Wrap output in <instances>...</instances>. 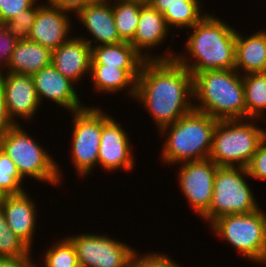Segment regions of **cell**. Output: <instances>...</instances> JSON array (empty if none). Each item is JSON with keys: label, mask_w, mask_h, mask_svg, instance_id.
<instances>
[{"label": "cell", "mask_w": 266, "mask_h": 267, "mask_svg": "<svg viewBox=\"0 0 266 267\" xmlns=\"http://www.w3.org/2000/svg\"><path fill=\"white\" fill-rule=\"evenodd\" d=\"M192 97L193 76L175 59L143 63L136 81L135 99L151 113L149 116L158 130L191 112Z\"/></svg>", "instance_id": "cell-1"}, {"label": "cell", "mask_w": 266, "mask_h": 267, "mask_svg": "<svg viewBox=\"0 0 266 267\" xmlns=\"http://www.w3.org/2000/svg\"><path fill=\"white\" fill-rule=\"evenodd\" d=\"M215 15L205 16L193 27L186 42L188 54L196 62L176 54L175 60L191 74L220 69H235L236 30Z\"/></svg>", "instance_id": "cell-2"}, {"label": "cell", "mask_w": 266, "mask_h": 267, "mask_svg": "<svg viewBox=\"0 0 266 267\" xmlns=\"http://www.w3.org/2000/svg\"><path fill=\"white\" fill-rule=\"evenodd\" d=\"M236 69L208 70L193 75L194 109L218 120L246 119L244 84ZM197 98V99H196Z\"/></svg>", "instance_id": "cell-3"}, {"label": "cell", "mask_w": 266, "mask_h": 267, "mask_svg": "<svg viewBox=\"0 0 266 267\" xmlns=\"http://www.w3.org/2000/svg\"><path fill=\"white\" fill-rule=\"evenodd\" d=\"M217 122L218 119L193 109L160 129L161 135L168 133L161 153L163 161L173 164L209 158Z\"/></svg>", "instance_id": "cell-4"}, {"label": "cell", "mask_w": 266, "mask_h": 267, "mask_svg": "<svg viewBox=\"0 0 266 267\" xmlns=\"http://www.w3.org/2000/svg\"><path fill=\"white\" fill-rule=\"evenodd\" d=\"M249 120L252 124L247 119L245 123L243 119L218 120L209 159L218 166L246 168L266 138V130Z\"/></svg>", "instance_id": "cell-5"}, {"label": "cell", "mask_w": 266, "mask_h": 267, "mask_svg": "<svg viewBox=\"0 0 266 267\" xmlns=\"http://www.w3.org/2000/svg\"><path fill=\"white\" fill-rule=\"evenodd\" d=\"M35 141L21 125L15 124L0 139V148L15 163L23 179L28 176L49 184H59L61 173L57 162Z\"/></svg>", "instance_id": "cell-6"}, {"label": "cell", "mask_w": 266, "mask_h": 267, "mask_svg": "<svg viewBox=\"0 0 266 267\" xmlns=\"http://www.w3.org/2000/svg\"><path fill=\"white\" fill-rule=\"evenodd\" d=\"M246 214H229L214 220L213 232L227 240L248 259L266 263V214L260 210Z\"/></svg>", "instance_id": "cell-7"}, {"label": "cell", "mask_w": 266, "mask_h": 267, "mask_svg": "<svg viewBox=\"0 0 266 267\" xmlns=\"http://www.w3.org/2000/svg\"><path fill=\"white\" fill-rule=\"evenodd\" d=\"M250 177L247 168L219 166L214 177L212 202L201 216L210 224L229 214H246L259 209L251 188L244 177Z\"/></svg>", "instance_id": "cell-8"}, {"label": "cell", "mask_w": 266, "mask_h": 267, "mask_svg": "<svg viewBox=\"0 0 266 267\" xmlns=\"http://www.w3.org/2000/svg\"><path fill=\"white\" fill-rule=\"evenodd\" d=\"M102 109L85 107L73 111L72 155L79 175L85 176L98 165L100 138L102 133Z\"/></svg>", "instance_id": "cell-9"}, {"label": "cell", "mask_w": 266, "mask_h": 267, "mask_svg": "<svg viewBox=\"0 0 266 267\" xmlns=\"http://www.w3.org/2000/svg\"><path fill=\"white\" fill-rule=\"evenodd\" d=\"M68 238L75 247L80 267H128L135 251L103 234L86 233Z\"/></svg>", "instance_id": "cell-10"}, {"label": "cell", "mask_w": 266, "mask_h": 267, "mask_svg": "<svg viewBox=\"0 0 266 267\" xmlns=\"http://www.w3.org/2000/svg\"><path fill=\"white\" fill-rule=\"evenodd\" d=\"M179 168V185L192 208L202 216L210 207L218 169L209 158L185 161Z\"/></svg>", "instance_id": "cell-11"}, {"label": "cell", "mask_w": 266, "mask_h": 267, "mask_svg": "<svg viewBox=\"0 0 266 267\" xmlns=\"http://www.w3.org/2000/svg\"><path fill=\"white\" fill-rule=\"evenodd\" d=\"M126 131L110 115L102 112V133L100 138L98 164L105 171L132 170L134 159L131 143Z\"/></svg>", "instance_id": "cell-12"}, {"label": "cell", "mask_w": 266, "mask_h": 267, "mask_svg": "<svg viewBox=\"0 0 266 267\" xmlns=\"http://www.w3.org/2000/svg\"><path fill=\"white\" fill-rule=\"evenodd\" d=\"M6 73H0V86L10 119L15 124H18L17 119H14L17 117L32 119L40 106L32 75Z\"/></svg>", "instance_id": "cell-13"}, {"label": "cell", "mask_w": 266, "mask_h": 267, "mask_svg": "<svg viewBox=\"0 0 266 267\" xmlns=\"http://www.w3.org/2000/svg\"><path fill=\"white\" fill-rule=\"evenodd\" d=\"M67 13L58 6L40 5L29 40L39 43L51 51L68 41L71 21Z\"/></svg>", "instance_id": "cell-14"}, {"label": "cell", "mask_w": 266, "mask_h": 267, "mask_svg": "<svg viewBox=\"0 0 266 267\" xmlns=\"http://www.w3.org/2000/svg\"><path fill=\"white\" fill-rule=\"evenodd\" d=\"M32 78L40 104L42 99L46 98L69 112L85 108L73 87L75 83L63 76L52 63L33 74Z\"/></svg>", "instance_id": "cell-15"}, {"label": "cell", "mask_w": 266, "mask_h": 267, "mask_svg": "<svg viewBox=\"0 0 266 267\" xmlns=\"http://www.w3.org/2000/svg\"><path fill=\"white\" fill-rule=\"evenodd\" d=\"M169 27L164 20L163 14L155 10L150 4H142L138 27L136 28L134 38L130 44L145 60H173L175 54L155 57L143 52L148 48H153L164 42ZM144 54H143V53ZM147 54V55H146Z\"/></svg>", "instance_id": "cell-16"}, {"label": "cell", "mask_w": 266, "mask_h": 267, "mask_svg": "<svg viewBox=\"0 0 266 267\" xmlns=\"http://www.w3.org/2000/svg\"><path fill=\"white\" fill-rule=\"evenodd\" d=\"M110 0H100L96 3L84 7L76 15L88 32L94 36L95 40H85L91 47L92 43H98L95 46L115 45L123 42L117 32Z\"/></svg>", "instance_id": "cell-17"}, {"label": "cell", "mask_w": 266, "mask_h": 267, "mask_svg": "<svg viewBox=\"0 0 266 267\" xmlns=\"http://www.w3.org/2000/svg\"><path fill=\"white\" fill-rule=\"evenodd\" d=\"M51 63L66 78L73 82L90 74L91 46L82 37H71L52 51Z\"/></svg>", "instance_id": "cell-18"}, {"label": "cell", "mask_w": 266, "mask_h": 267, "mask_svg": "<svg viewBox=\"0 0 266 267\" xmlns=\"http://www.w3.org/2000/svg\"><path fill=\"white\" fill-rule=\"evenodd\" d=\"M10 229L31 249L36 230V205L25 191L6 195L0 203Z\"/></svg>", "instance_id": "cell-19"}, {"label": "cell", "mask_w": 266, "mask_h": 267, "mask_svg": "<svg viewBox=\"0 0 266 267\" xmlns=\"http://www.w3.org/2000/svg\"><path fill=\"white\" fill-rule=\"evenodd\" d=\"M145 61L129 42L91 47V65L125 69L136 81Z\"/></svg>", "instance_id": "cell-20"}, {"label": "cell", "mask_w": 266, "mask_h": 267, "mask_svg": "<svg viewBox=\"0 0 266 267\" xmlns=\"http://www.w3.org/2000/svg\"><path fill=\"white\" fill-rule=\"evenodd\" d=\"M235 69L244 71L243 75L266 72V31L244 38L236 31Z\"/></svg>", "instance_id": "cell-21"}, {"label": "cell", "mask_w": 266, "mask_h": 267, "mask_svg": "<svg viewBox=\"0 0 266 267\" xmlns=\"http://www.w3.org/2000/svg\"><path fill=\"white\" fill-rule=\"evenodd\" d=\"M51 59L50 49L30 40L19 41L4 72L33 75L50 65Z\"/></svg>", "instance_id": "cell-22"}, {"label": "cell", "mask_w": 266, "mask_h": 267, "mask_svg": "<svg viewBox=\"0 0 266 267\" xmlns=\"http://www.w3.org/2000/svg\"><path fill=\"white\" fill-rule=\"evenodd\" d=\"M199 0H151L150 5L163 14L167 26L191 29L205 15L201 14Z\"/></svg>", "instance_id": "cell-23"}, {"label": "cell", "mask_w": 266, "mask_h": 267, "mask_svg": "<svg viewBox=\"0 0 266 267\" xmlns=\"http://www.w3.org/2000/svg\"><path fill=\"white\" fill-rule=\"evenodd\" d=\"M90 78L99 92H118L130 88L128 94L136 95V80L125 70L108 65H91Z\"/></svg>", "instance_id": "cell-24"}, {"label": "cell", "mask_w": 266, "mask_h": 267, "mask_svg": "<svg viewBox=\"0 0 266 267\" xmlns=\"http://www.w3.org/2000/svg\"><path fill=\"white\" fill-rule=\"evenodd\" d=\"M246 119H259L266 109V72L242 75Z\"/></svg>", "instance_id": "cell-25"}, {"label": "cell", "mask_w": 266, "mask_h": 267, "mask_svg": "<svg viewBox=\"0 0 266 267\" xmlns=\"http://www.w3.org/2000/svg\"><path fill=\"white\" fill-rule=\"evenodd\" d=\"M112 4L118 35L123 42L130 43L138 27L142 3L117 0Z\"/></svg>", "instance_id": "cell-26"}, {"label": "cell", "mask_w": 266, "mask_h": 267, "mask_svg": "<svg viewBox=\"0 0 266 267\" xmlns=\"http://www.w3.org/2000/svg\"><path fill=\"white\" fill-rule=\"evenodd\" d=\"M55 244L45 252V267H80L75 247L68 236Z\"/></svg>", "instance_id": "cell-27"}, {"label": "cell", "mask_w": 266, "mask_h": 267, "mask_svg": "<svg viewBox=\"0 0 266 267\" xmlns=\"http://www.w3.org/2000/svg\"><path fill=\"white\" fill-rule=\"evenodd\" d=\"M30 249L9 227L0 207V257L30 255Z\"/></svg>", "instance_id": "cell-28"}, {"label": "cell", "mask_w": 266, "mask_h": 267, "mask_svg": "<svg viewBox=\"0 0 266 267\" xmlns=\"http://www.w3.org/2000/svg\"><path fill=\"white\" fill-rule=\"evenodd\" d=\"M22 180L15 163L0 148V190L5 195L21 194L24 192Z\"/></svg>", "instance_id": "cell-29"}, {"label": "cell", "mask_w": 266, "mask_h": 267, "mask_svg": "<svg viewBox=\"0 0 266 267\" xmlns=\"http://www.w3.org/2000/svg\"><path fill=\"white\" fill-rule=\"evenodd\" d=\"M36 1L27 9L18 12L11 20L2 25L17 41L29 40L30 32L40 5ZM35 4V5H34Z\"/></svg>", "instance_id": "cell-30"}, {"label": "cell", "mask_w": 266, "mask_h": 267, "mask_svg": "<svg viewBox=\"0 0 266 267\" xmlns=\"http://www.w3.org/2000/svg\"><path fill=\"white\" fill-rule=\"evenodd\" d=\"M136 250L133 252L128 267H179V265L165 254L150 253L138 256Z\"/></svg>", "instance_id": "cell-31"}, {"label": "cell", "mask_w": 266, "mask_h": 267, "mask_svg": "<svg viewBox=\"0 0 266 267\" xmlns=\"http://www.w3.org/2000/svg\"><path fill=\"white\" fill-rule=\"evenodd\" d=\"M246 168L250 178L266 180V138L259 145Z\"/></svg>", "instance_id": "cell-32"}, {"label": "cell", "mask_w": 266, "mask_h": 267, "mask_svg": "<svg viewBox=\"0 0 266 267\" xmlns=\"http://www.w3.org/2000/svg\"><path fill=\"white\" fill-rule=\"evenodd\" d=\"M37 0H0V23L11 20L18 12L29 8Z\"/></svg>", "instance_id": "cell-33"}, {"label": "cell", "mask_w": 266, "mask_h": 267, "mask_svg": "<svg viewBox=\"0 0 266 267\" xmlns=\"http://www.w3.org/2000/svg\"><path fill=\"white\" fill-rule=\"evenodd\" d=\"M18 42L19 41L15 40L3 25L0 26V63H2L0 65H3L4 68L6 67L4 70H7L11 55ZM3 66L0 67L3 68ZM0 73H2L1 68Z\"/></svg>", "instance_id": "cell-34"}, {"label": "cell", "mask_w": 266, "mask_h": 267, "mask_svg": "<svg viewBox=\"0 0 266 267\" xmlns=\"http://www.w3.org/2000/svg\"><path fill=\"white\" fill-rule=\"evenodd\" d=\"M100 0H48L47 2L50 5L58 6L63 11H73L77 14L84 7H87L90 4L96 3Z\"/></svg>", "instance_id": "cell-35"}, {"label": "cell", "mask_w": 266, "mask_h": 267, "mask_svg": "<svg viewBox=\"0 0 266 267\" xmlns=\"http://www.w3.org/2000/svg\"><path fill=\"white\" fill-rule=\"evenodd\" d=\"M14 125L15 123H13V121L10 119L8 115L3 90L2 87L0 86V139Z\"/></svg>", "instance_id": "cell-36"}, {"label": "cell", "mask_w": 266, "mask_h": 267, "mask_svg": "<svg viewBox=\"0 0 266 267\" xmlns=\"http://www.w3.org/2000/svg\"><path fill=\"white\" fill-rule=\"evenodd\" d=\"M31 255L0 257V267H32Z\"/></svg>", "instance_id": "cell-37"}, {"label": "cell", "mask_w": 266, "mask_h": 267, "mask_svg": "<svg viewBox=\"0 0 266 267\" xmlns=\"http://www.w3.org/2000/svg\"><path fill=\"white\" fill-rule=\"evenodd\" d=\"M122 1H131V2H140L142 4H149L151 0H122Z\"/></svg>", "instance_id": "cell-38"}, {"label": "cell", "mask_w": 266, "mask_h": 267, "mask_svg": "<svg viewBox=\"0 0 266 267\" xmlns=\"http://www.w3.org/2000/svg\"><path fill=\"white\" fill-rule=\"evenodd\" d=\"M6 195L0 190V203L3 201Z\"/></svg>", "instance_id": "cell-39"}]
</instances>
